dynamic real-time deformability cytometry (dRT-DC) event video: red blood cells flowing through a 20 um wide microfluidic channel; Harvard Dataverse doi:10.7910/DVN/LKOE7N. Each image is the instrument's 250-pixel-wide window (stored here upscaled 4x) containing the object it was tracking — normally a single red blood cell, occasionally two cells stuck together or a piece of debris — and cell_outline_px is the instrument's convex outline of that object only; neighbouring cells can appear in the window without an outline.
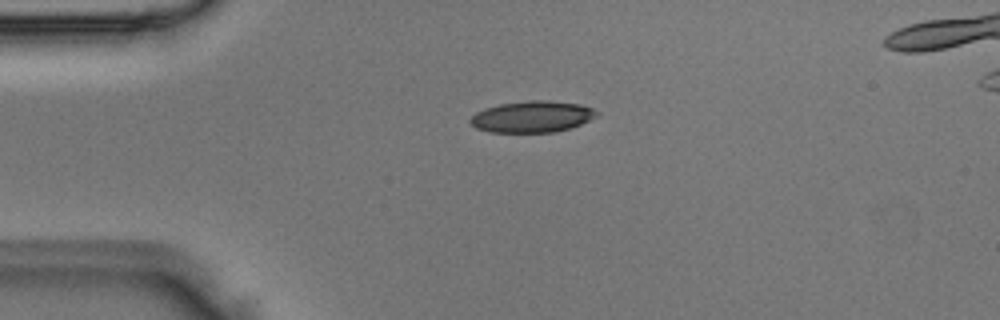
{"species": "Egyptian fruit bat (a non-hibernating species)", "species_latin": "Rousettus aegyptiacus", "temperature_condition": "room temperature", "stored_images_in_passage": 5, "camera_frame_rate_fps": 3000, "um_per_image_px": 0.085, "animal": {"sex": "male"}, "frame": {"image": 1, "passage_image": 1, "time_ms": 0.0, "image_size_px": [1000, 320], "cell_outline_px": [[600, 112], [596, 116], [572, 128], [556, 132], [488, 132], [476, 128], [468, 120], [476, 112], [484, 108], [500, 104], [532, 100], [548, 100], [580, 104], [592, 108]], "centroid_in_image_um": [45.23, 9.92], "position_along_channel_um": 39.8, "area_um2": 23.18}}
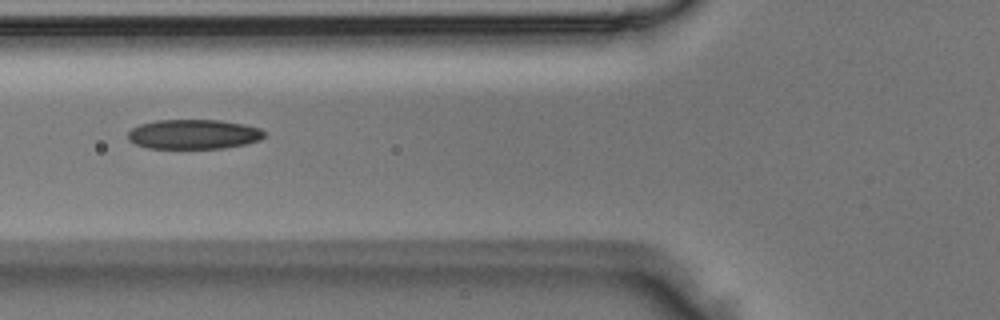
{"frame": {"image": 2, "passage_image": 3, "time_ms": 0.667, "image_size_px": [1000, 320], "cell_outline_px": [[268, 136], [260, 140], [244, 144], [224, 148], [148, 148], [136, 144], [128, 140], [128, 132], [132, 128], [140, 124], [156, 120], [220, 120], [244, 124], [260, 128], [268, 132]], "centroid_in_image_um": [16.51, 11.4], "position_along_channel_um": 109.3, "area_um2": 23.76}}